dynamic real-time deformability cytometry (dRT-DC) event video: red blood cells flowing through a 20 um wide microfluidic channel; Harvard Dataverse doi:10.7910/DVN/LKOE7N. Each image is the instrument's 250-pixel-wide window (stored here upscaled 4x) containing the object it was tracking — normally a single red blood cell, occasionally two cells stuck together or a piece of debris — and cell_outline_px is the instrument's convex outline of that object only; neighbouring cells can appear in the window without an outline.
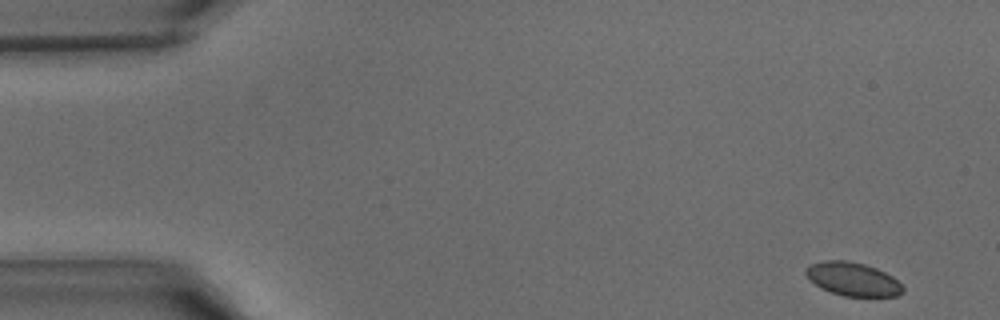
{"species": "common noctule bat (a hibernating species)", "species_latin": "Nyctalus noctula", "temperature_condition": "warm", "stored_images_in_passage": 40, "camera_frame_rate_fps": 3000, "um_per_image_px": 0.085, "animal": {"sex": "male", "body_mass_g": 15.6}, "frame": {"image": 1, "passage_image": 1, "time_ms": 0.0, "image_size_px": [1000, 320], "cell_outline_px": [[904, 292], [896, 296], [844, 296], [820, 288], [804, 272], [812, 264], [824, 260], [848, 260], [864, 264], [876, 268], [892, 276], [904, 288]], "centroid_in_image_um": [72.51, 23.72], "position_along_channel_um": 12.5, "area_um2": 18.67}}
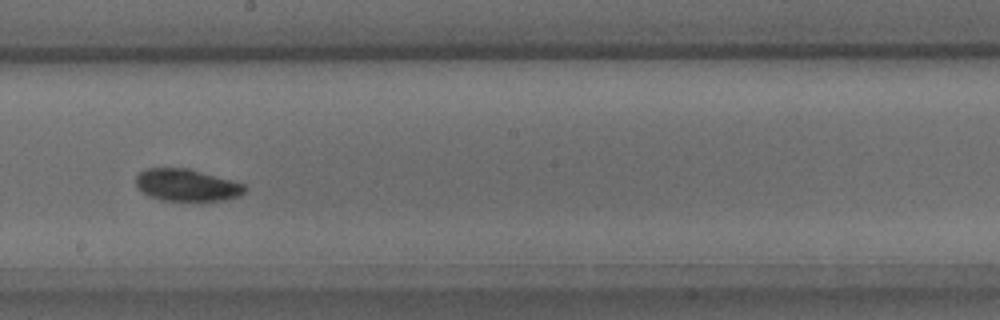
{"frame": {"image": 2, "passage_image": 22, "time_ms": 7.0, "image_size_px": [1000, 320], "cell_outline_px": [[248, 188], [240, 196], [224, 200], [160, 200], [148, 196], [136, 184], [136, 176], [144, 168], [188, 168], [232, 180], [244, 184]], "centroid_in_image_um": [15.89, 15.72], "position_along_channel_um": 232.3, "area_um2": 20.29}}
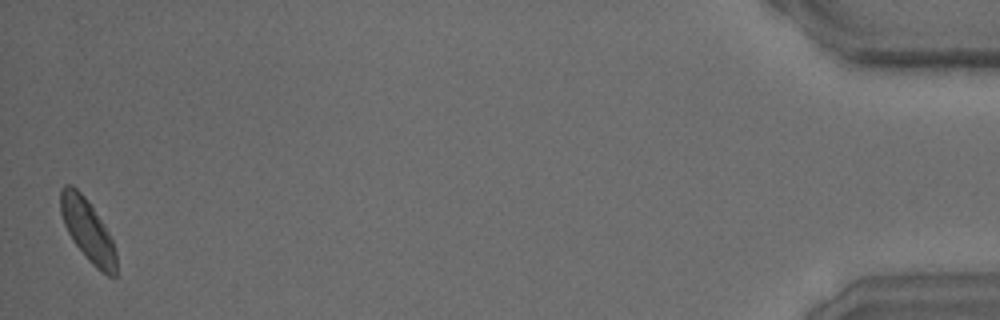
{"frame": {"image": 3, "passage_image": 40, "time_ms": 13.0, "image_size_px": [1000, 320], "cell_outline_px": [[116, 276], [108, 276], [100, 272], [88, 260], [72, 240], [64, 224], [60, 212], [60, 188], [64, 184], [72, 184], [84, 196], [104, 224], [112, 240], [116, 252]], "centroid_in_image_um": [7.44, 19.57], "position_along_channel_um": 427.8, "area_um2": 20.11}}